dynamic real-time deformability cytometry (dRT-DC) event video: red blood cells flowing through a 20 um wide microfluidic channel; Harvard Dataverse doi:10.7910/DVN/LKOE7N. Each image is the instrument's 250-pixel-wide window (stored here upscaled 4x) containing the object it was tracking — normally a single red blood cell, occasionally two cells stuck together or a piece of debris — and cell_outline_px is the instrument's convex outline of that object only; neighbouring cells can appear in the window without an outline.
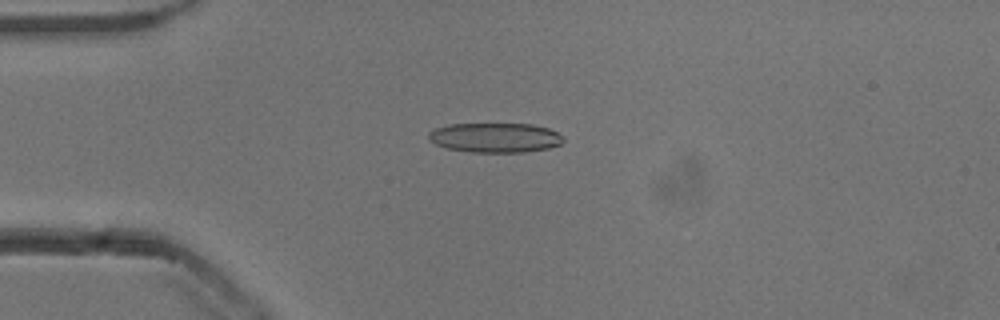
{"species": "common noctule bat (a hibernating species)", "species_latin": "Nyctalus noctula", "temperature_condition": "cold", "stored_images_in_passage": 53, "camera_frame_rate_fps": 3000, "um_per_image_px": 0.085, "animal": {"sex": "male", "body_mass_g": 13.3}, "frame": {"image": 1, "passage_image": 13, "time_ms": 4.0, "image_size_px": [1000, 320], "cell_outline_px": [[564, 140], [560, 144], [548, 148], [524, 152], [472, 152], [448, 148], [436, 144], [428, 140], [428, 132], [436, 128], [448, 124], [532, 124], [548, 128], [564, 136]], "centroid_in_image_um": [42.08, 11.69], "position_along_channel_um": 42.9, "area_um2": 23.24}}
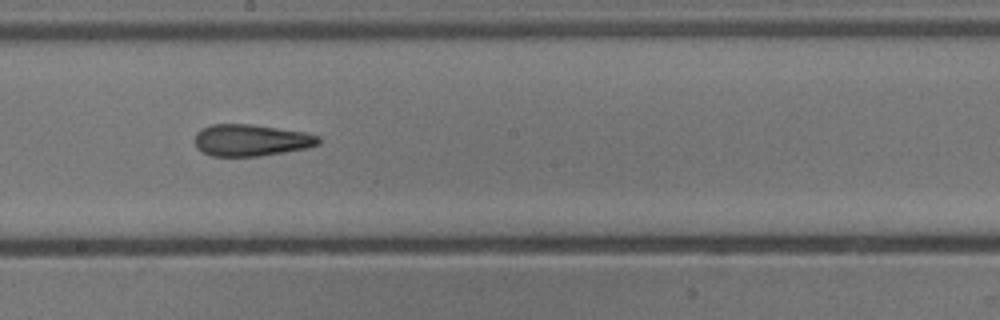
{"frame": {"image": 2, "passage_image": 29, "time_ms": 9.333, "image_size_px": [1000, 320], "cell_outline_px": [[320, 144], [308, 148], [260, 156], [212, 156], [200, 152], [196, 148], [196, 132], [200, 128], [212, 124], [252, 124], [304, 132], [320, 136]], "centroid_in_image_um": [21.33, 11.92], "position_along_channel_um": 226.9, "area_um2": 23.06}}
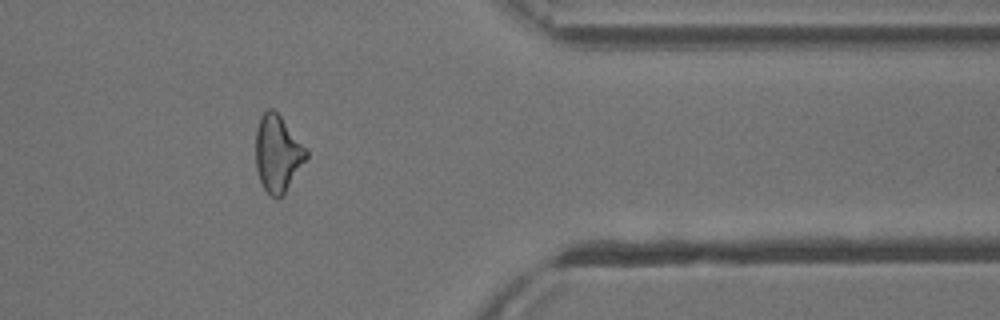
{"frame": {"image": 3, "passage_image": 43, "time_ms": 14.0, "image_size_px": [1000, 320], "cell_outline_px": [[308, 156], [284, 192], [276, 200], [264, 188], [260, 180], [256, 168], [256, 128], [260, 116], [268, 108], [272, 108], [280, 116], [308, 152]], "centroid_in_image_um": [23.56, 13.03], "position_along_channel_um": 387.8, "area_um2": 21.96}, "authors_computed_cell_mechanics": {"area_um2": 22.9466, "velocity_mm_per_s": 3.8544, "shape_relaxation_time_tau1_ms": 6.0438, "shape_relaxation_time_tau2_ms": 2.8708, "deformation_change_tau1": 0.1915, "deformation_change_tau2": 0.1323}}